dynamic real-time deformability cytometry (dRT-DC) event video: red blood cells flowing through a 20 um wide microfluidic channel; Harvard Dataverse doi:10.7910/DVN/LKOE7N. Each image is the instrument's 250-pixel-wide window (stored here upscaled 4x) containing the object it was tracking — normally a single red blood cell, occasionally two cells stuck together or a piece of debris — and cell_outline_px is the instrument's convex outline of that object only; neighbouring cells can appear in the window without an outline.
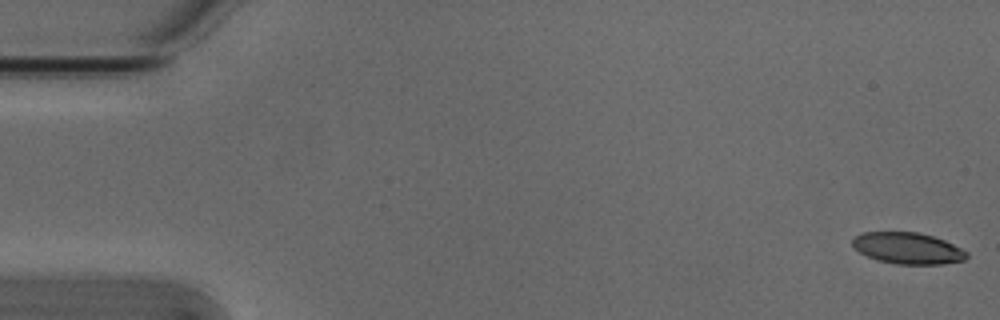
{"species": "Egyptian fruit bat (a non-hibernating species)", "species_latin": "Rousettus aegyptiacus", "temperature_condition": "cold", "stored_images_in_passage": 5, "camera_frame_rate_fps": 3000, "um_per_image_px": 0.085, "animal": {"sex": "male"}, "frame": {"image": 1, "passage_image": 1, "time_ms": 0.0, "image_size_px": [1000, 320], "cell_outline_px": [[968, 256], [964, 260], [940, 264], [896, 264], [876, 260], [860, 252], [852, 244], [852, 240], [856, 236], [864, 232], [916, 232], [932, 236], [944, 240], [968, 252]], "centroid_in_image_um": [77.16, 21.1], "position_along_channel_um": 7.8, "area_um2": 20.69}}
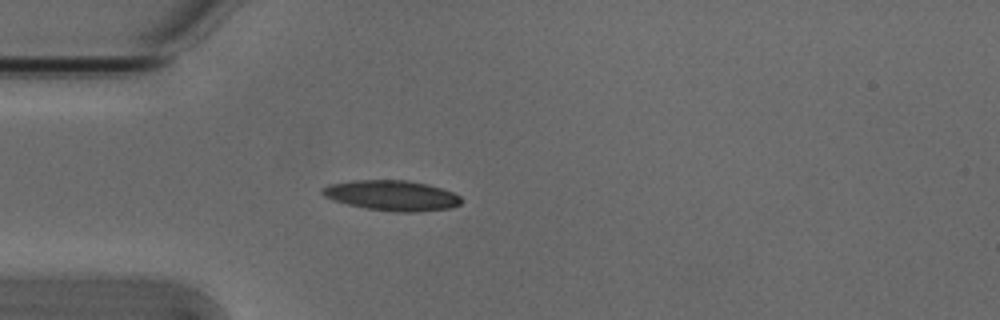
{"frame": {"image": 2, "passage_image": 5, "time_ms": 1.333, "image_size_px": [1000, 320], "cell_outline_px": [[460, 204], [452, 208], [412, 212], [396, 212], [364, 208], [332, 200], [324, 196], [320, 192], [320, 188], [328, 184], [352, 180], [408, 180], [428, 184], [452, 192], [460, 196]], "centroid_in_image_um": [33.26, 16.61], "position_along_channel_um": 51.7, "area_um2": 24.62}}